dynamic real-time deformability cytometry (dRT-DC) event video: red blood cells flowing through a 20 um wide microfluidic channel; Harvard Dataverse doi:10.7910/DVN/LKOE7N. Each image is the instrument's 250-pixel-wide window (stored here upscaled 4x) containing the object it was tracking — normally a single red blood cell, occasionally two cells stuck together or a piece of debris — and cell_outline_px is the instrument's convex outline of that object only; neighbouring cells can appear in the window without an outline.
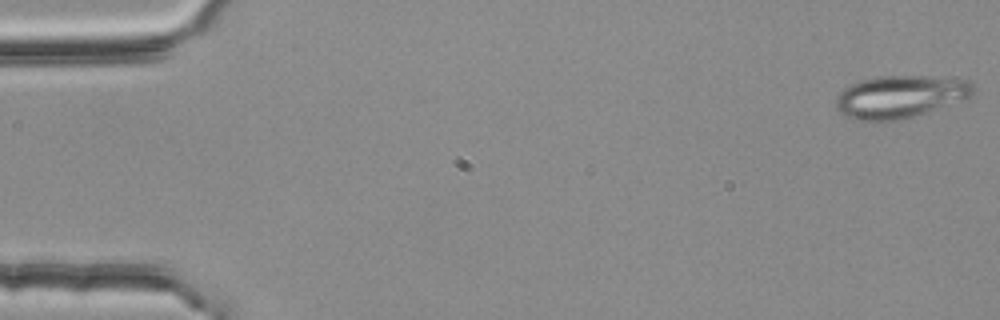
{"species": "common noctule bat (a hibernating species)", "species_latin": "Nyctalus noctula", "temperature_condition": "room temperature", "stored_images_in_passage": 16, "camera_frame_rate_fps": 3000, "um_per_image_px": 0.085, "animal": {"sex": "female", "body_mass_g": 25.1}, "frame": {"image": 1, "passage_image": 1, "time_ms": 0.0, "image_size_px": [1000, 320], "cell_outline_px": [[972, 92], [968, 96], [924, 112], [912, 116], [892, 120], [852, 120], [844, 116], [836, 108], [836, 96], [844, 88], [860, 80], [880, 76], [924, 76], [968, 80], [972, 84]], "centroid_in_image_um": [76.39, 8.2], "position_along_channel_um": 8.6, "area_um2": 33.06}}